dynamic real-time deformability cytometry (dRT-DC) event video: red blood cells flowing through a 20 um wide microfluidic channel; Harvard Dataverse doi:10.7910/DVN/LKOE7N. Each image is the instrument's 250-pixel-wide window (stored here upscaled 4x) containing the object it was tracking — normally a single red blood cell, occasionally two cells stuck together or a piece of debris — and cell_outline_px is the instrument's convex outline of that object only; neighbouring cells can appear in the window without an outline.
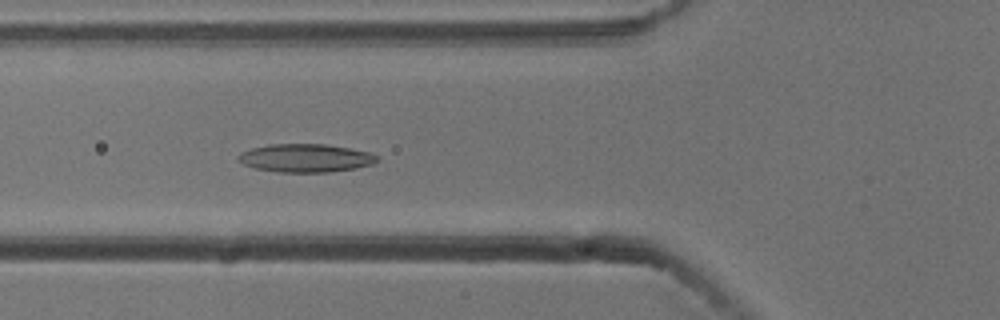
{"species": "common noctule bat (a hibernating species)", "species_latin": "Nyctalus noctula", "temperature_condition": "cold", "stored_images_in_passage": 43, "camera_frame_rate_fps": 3000, "um_per_image_px": 0.085, "animal": {"sex": "male", "body_mass_g": 13.3}, "frame": {"image": 1, "passage_image": 9, "time_ms": 2.667, "image_size_px": [1000, 320], "cell_outline_px": [[380, 160], [372, 164], [356, 168], [328, 172], [280, 172], [256, 168], [244, 164], [236, 160], [236, 156], [240, 152], [252, 148], [268, 144], [324, 144], [348, 148], [368, 152], [380, 156]], "centroid_in_image_um": [25.97, 13.43], "position_along_channel_um": 99.8, "area_um2": 22.89}}
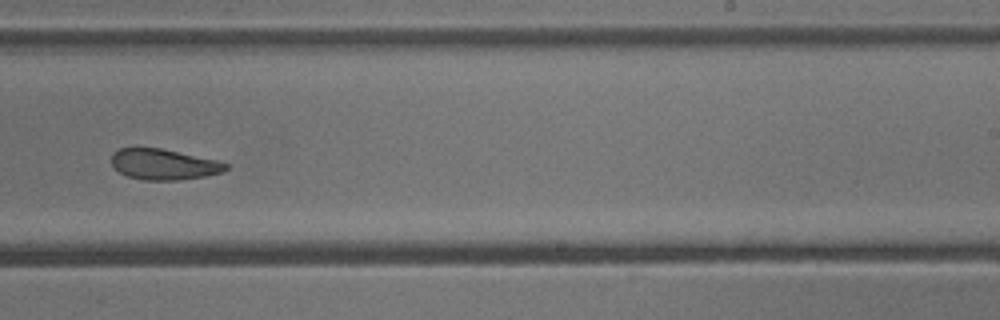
{"frame": {"image": 2, "passage_image": 23, "time_ms": 7.333, "image_size_px": [1000, 320], "cell_outline_px": [[228, 168], [224, 172], [204, 176], [180, 180], [144, 180], [128, 176], [120, 172], [112, 164], [112, 152], [120, 148], [160, 148], [220, 160], [228, 164]], "centroid_in_image_um": [13.96, 13.97], "position_along_channel_um": 275.0, "area_um2": 20.52}}
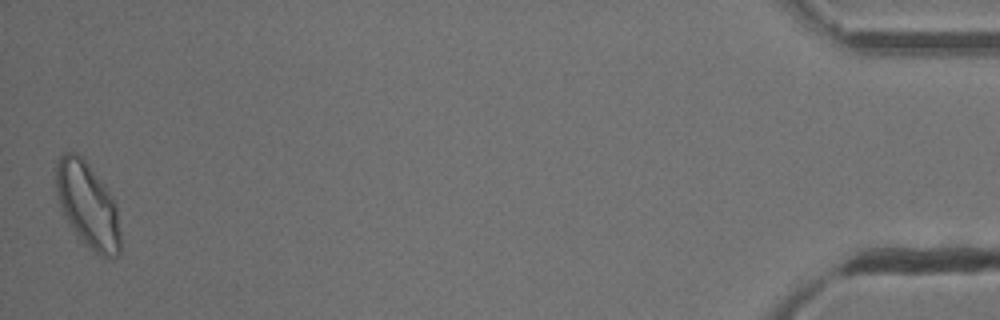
{"frame": {"image": 3, "passage_image": 43, "time_ms": 14.0, "image_size_px": [1000, 320], "cell_outline_px": [[120, 252], [112, 260], [100, 256], [92, 252], [80, 240], [68, 224], [60, 204], [56, 192], [52, 168], [60, 156], [64, 152], [76, 152], [88, 164], [104, 184], [112, 196], [116, 204], [120, 232]], "centroid_in_image_um": [7.43, 17.45], "position_along_channel_um": 427.8, "area_um2": 32.71}, "authors_computed_cell_mechanics": {"area_um2": 22.7732, "velocity_mm_per_s": 3.7517, "shape_relaxation_time_tau1_ms": 11.3322, "shape_relaxation_time_tau2_ms": 3.0966, "deformation_change_tau1": 0.2131, "deformation_change_tau2": 0.1058}}